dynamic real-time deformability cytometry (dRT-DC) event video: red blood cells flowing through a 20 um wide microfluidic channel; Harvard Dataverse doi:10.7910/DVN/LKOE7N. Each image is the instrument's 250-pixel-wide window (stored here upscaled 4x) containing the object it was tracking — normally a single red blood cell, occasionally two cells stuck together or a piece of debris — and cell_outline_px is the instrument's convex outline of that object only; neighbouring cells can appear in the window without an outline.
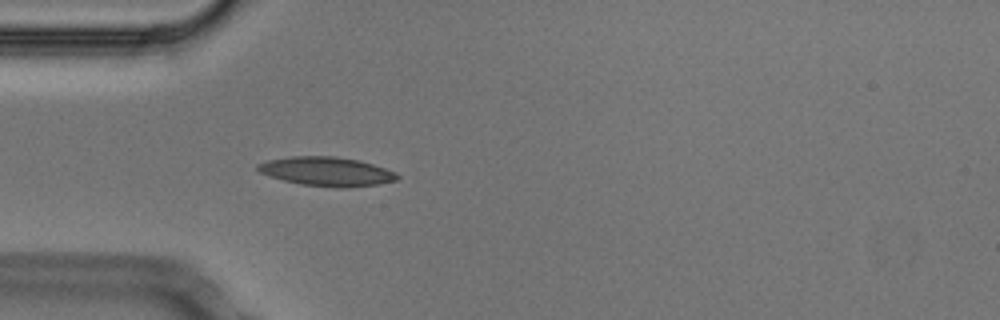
{"species": "Egyptian fruit bat (a non-hibernating species)", "species_latin": "Rousettus aegyptiacus", "temperature_condition": "cold", "stored_images_in_passage": 6, "camera_frame_rate_fps": 3000, "um_per_image_px": 0.085, "animal": {"sex": "male"}, "frame": {"image": 1, "passage_image": 1, "time_ms": 0.0, "image_size_px": [1000, 320], "cell_outline_px": [[400, 176], [396, 180], [380, 184], [348, 188], [336, 188], [300, 184], [268, 176], [260, 172], [256, 168], [256, 164], [268, 160], [292, 156], [336, 156], [360, 160], [396, 172]], "centroid_in_image_um": [27.77, 14.58], "position_along_channel_um": 57.2, "area_um2": 23.81}}